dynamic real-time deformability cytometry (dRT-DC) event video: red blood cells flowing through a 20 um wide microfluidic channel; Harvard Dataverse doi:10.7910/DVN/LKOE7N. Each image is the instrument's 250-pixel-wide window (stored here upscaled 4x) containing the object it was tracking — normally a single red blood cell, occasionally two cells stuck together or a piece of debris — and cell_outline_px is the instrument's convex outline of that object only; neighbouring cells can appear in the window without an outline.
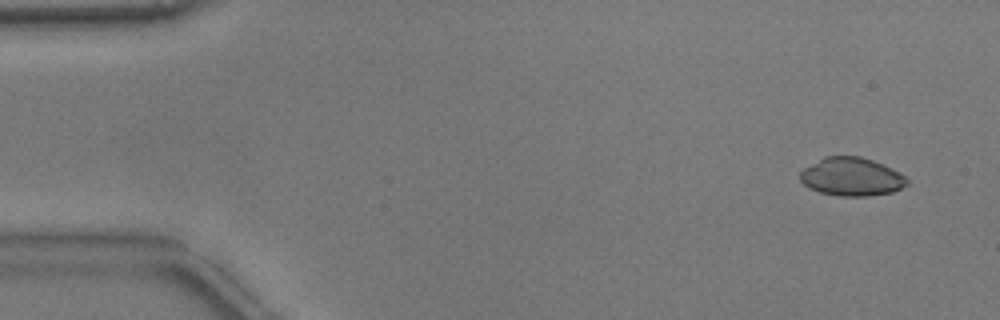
{"species": "common noctule bat (a hibernating species)", "species_latin": "Nyctalus noctula", "temperature_condition": "warm", "stored_images_in_passage": 53, "camera_frame_rate_fps": 3000, "um_per_image_px": 0.085, "animal": {"sex": "male", "body_mass_g": 17.9}, "frame": {"image": 1, "passage_image": 4, "time_ms": 1.0, "image_size_px": [1000, 320], "cell_outline_px": [[908, 184], [892, 192], [868, 196], [840, 196], [820, 192], [808, 188], [800, 180], [800, 172], [804, 168], [824, 156], [860, 156], [872, 160], [900, 172], [908, 180]], "centroid_in_image_um": [72.37, 15.02], "position_along_channel_um": 12.6, "area_um2": 23.81}}
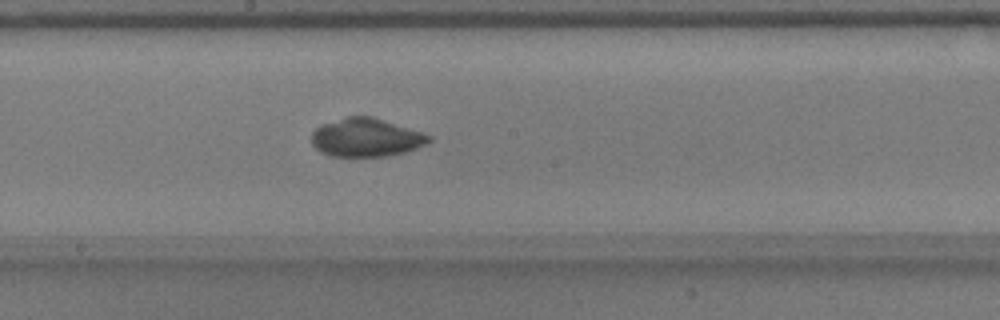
{"frame": {"image": 2, "passage_image": 29, "time_ms": 9.333, "image_size_px": [1000, 320], "cell_outline_px": [[432, 140], [416, 148], [404, 152], [384, 156], [328, 156], [320, 152], [312, 144], [312, 132], [320, 124], [348, 116], [372, 116], [432, 136]], "centroid_in_image_um": [31.07, 11.69], "position_along_channel_um": 217.1, "area_um2": 26.07}}
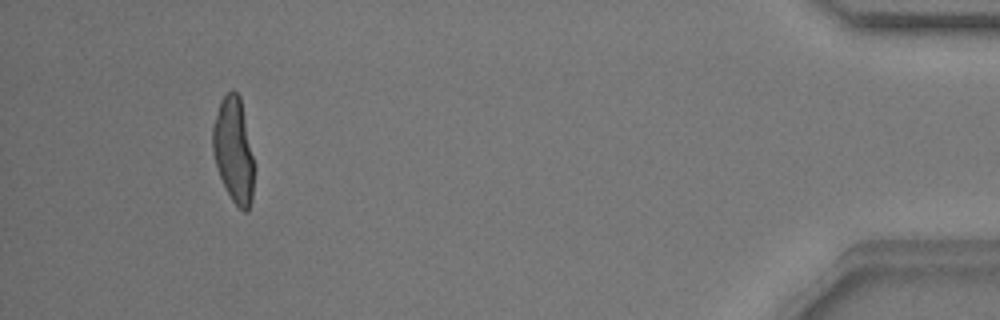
{"frame": {"image": 3, "passage_image": 50, "time_ms": 16.333, "image_size_px": [1000, 320], "cell_outline_px": [[252, 200], [248, 212], [244, 212], [232, 200], [216, 168], [212, 148], [212, 124], [220, 100], [232, 88], [240, 96], [252, 156]], "centroid_in_image_um": [19.82, 12.74], "position_along_channel_um": 415.4, "area_um2": 24.91}, "authors_computed_cell_mechanics": {"area_um2": 25.5476, "velocity_mm_per_s": 3.8092, "shape_relaxation_time_tau1_ms": 8.1368, "shape_relaxation_time_tau2_ms": 1.704, "deformation_change_tau1": 0.2287, "deformation_change_tau2": 0.028}}